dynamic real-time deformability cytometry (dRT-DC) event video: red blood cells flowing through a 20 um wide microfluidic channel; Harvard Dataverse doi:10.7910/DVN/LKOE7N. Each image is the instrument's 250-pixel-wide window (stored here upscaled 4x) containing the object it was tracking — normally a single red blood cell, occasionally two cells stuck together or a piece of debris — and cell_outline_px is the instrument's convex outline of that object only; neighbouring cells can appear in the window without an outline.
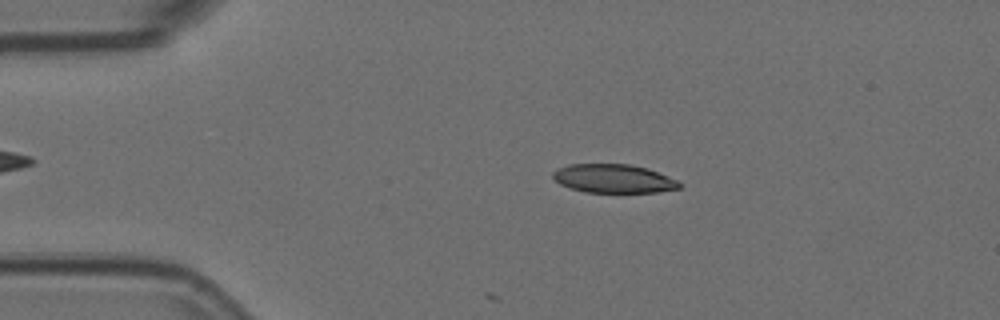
{"species": "Egyptian fruit bat (a non-hibernating species)", "species_latin": "Rousettus aegyptiacus", "temperature_condition": "room temperature", "stored_images_in_passage": 5, "camera_frame_rate_fps": 3000, "um_per_image_px": 0.085, "animal": {"sex": "female"}, "frame": {"image": 1, "passage_image": 2, "time_ms": 0.333, "image_size_px": [1000, 320], "cell_outline_px": [[680, 188], [660, 192], [584, 192], [560, 184], [552, 176], [552, 172], [568, 164], [632, 164], [648, 168], [676, 180], [680, 184]], "centroid_in_image_um": [52.15, 15.17], "position_along_channel_um": 32.8, "area_um2": 20.98}}
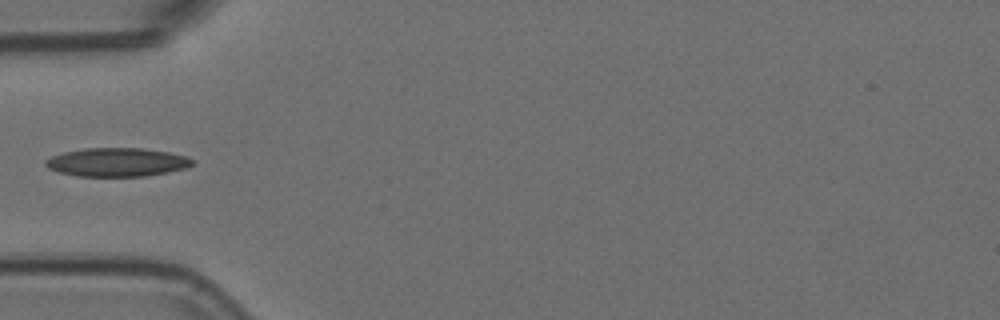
{"frame": {"image": 2, "passage_image": 4, "time_ms": 1.0, "image_size_px": [1000, 320], "cell_outline_px": [[196, 164], [188, 168], [168, 172], [144, 176], [76, 176], [60, 172], [48, 168], [44, 164], [44, 160], [52, 156], [64, 152], [84, 148], [140, 148], [168, 152], [188, 156], [196, 160]], "centroid_in_image_um": [10.0, 13.78], "position_along_channel_um": 75.0, "area_um2": 24.68}}
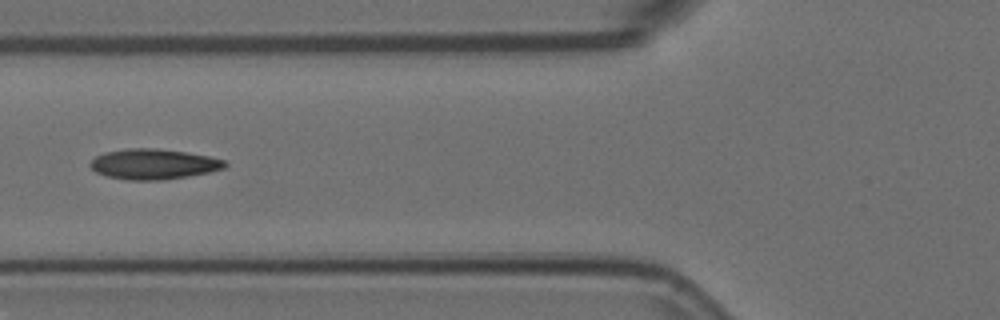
{"frame": {"image": 3, "passage_image": 5, "time_ms": 1.333, "image_size_px": [1000, 320], "cell_outline_px": [[228, 164], [224, 168], [208, 172], [188, 176], [164, 180], [128, 180], [108, 176], [96, 172], [88, 164], [96, 156], [104, 152], [128, 148], [156, 148], [184, 152], [208, 156], [224, 160]], "centroid_in_image_um": [13.03, 13.95], "position_along_channel_um": 112.8, "area_um2": 23.7}}